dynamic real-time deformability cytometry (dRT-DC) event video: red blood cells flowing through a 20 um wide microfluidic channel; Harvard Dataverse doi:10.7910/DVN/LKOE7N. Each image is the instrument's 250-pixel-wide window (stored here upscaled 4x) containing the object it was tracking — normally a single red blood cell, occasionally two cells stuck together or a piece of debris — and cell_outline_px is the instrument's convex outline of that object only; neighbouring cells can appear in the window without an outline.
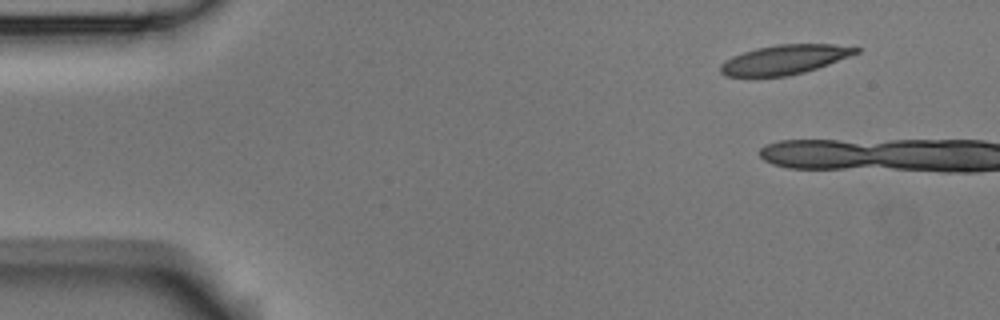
{"species": "Egyptian fruit bat (a non-hibernating species)", "species_latin": "Rousettus aegyptiacus", "temperature_condition": "room temperature", "stored_images_in_passage": 2, "camera_frame_rate_fps": 3000, "um_per_image_px": 0.085, "animal": {"sex": "male"}, "frame": {"image": 1, "passage_image": 1, "time_ms": 0.0, "image_size_px": [1000, 320], "cell_outline_px": [[860, 52], [828, 64], [804, 72], [788, 76], [724, 76], [720, 72], [720, 64], [724, 60], [732, 56], [756, 48], [776, 44], [832, 44], [860, 48]], "centroid_in_image_um": [66.66, 5.06], "position_along_channel_um": 18.3, "area_um2": 23.12}}